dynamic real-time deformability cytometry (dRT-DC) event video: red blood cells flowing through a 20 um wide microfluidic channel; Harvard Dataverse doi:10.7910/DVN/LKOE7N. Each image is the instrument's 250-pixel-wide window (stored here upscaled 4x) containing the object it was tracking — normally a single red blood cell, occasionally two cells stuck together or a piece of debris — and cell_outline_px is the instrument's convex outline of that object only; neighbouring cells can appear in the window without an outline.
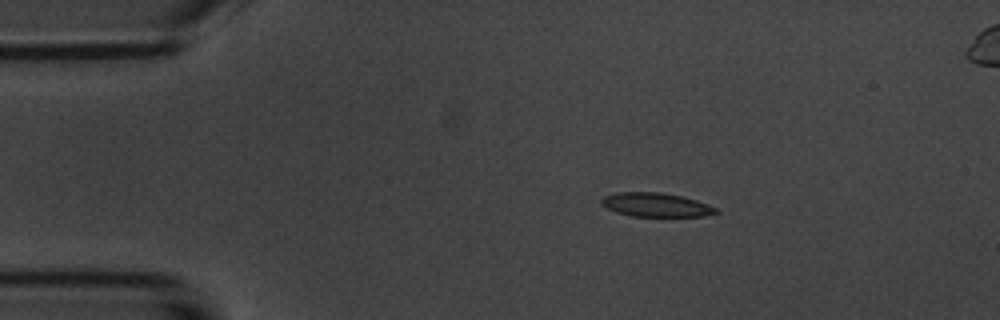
{"species": "common noctule bat (a hibernating species)", "species_latin": "Nyctalus noctula", "temperature_condition": "room temperature", "stored_images_in_passage": 6, "camera_frame_rate_fps": 3000, "um_per_image_px": 0.085, "animal": {"sex": "male", "body_mass_g": 20.1, "forearm_length_mm": 53.5}, "frame": {"image": 1, "passage_image": 2, "time_ms": 1.333, "image_size_px": [1000, 320], "cell_outline_px": [[720, 212], [704, 216], [632, 216], [616, 212], [600, 204], [600, 200], [604, 196], [616, 192], [660, 192], [680, 196], [696, 200], [708, 204], [716, 208]], "centroid_in_image_um": [55.73, 17.41], "position_along_channel_um": 29.3, "area_um2": 15.9}}
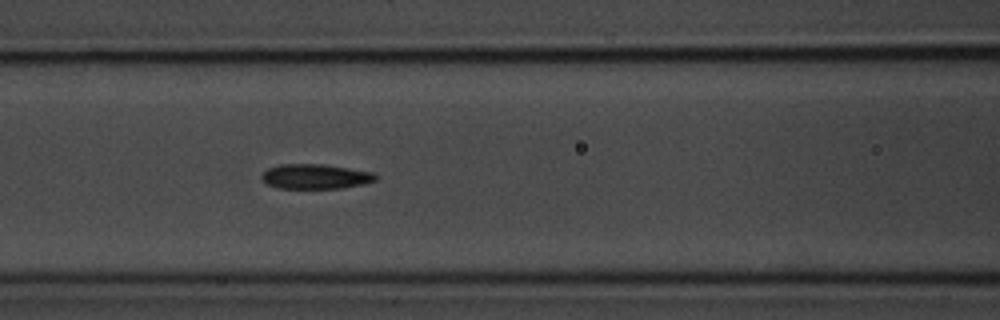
{"frame": {"image": 2, "passage_image": 6, "time_ms": 5.667, "image_size_px": [1000, 320], "cell_outline_px": [[380, 176], [376, 180], [364, 184], [344, 188], [280, 188], [268, 184], [260, 176], [268, 168], [280, 164], [320, 164], [348, 168], [372, 172]], "centroid_in_image_um": [26.85, 15.0], "position_along_channel_um": 139.8, "area_um2": 16.42}}